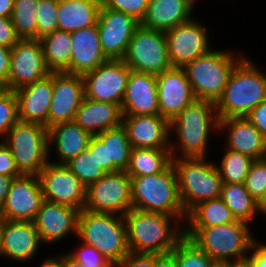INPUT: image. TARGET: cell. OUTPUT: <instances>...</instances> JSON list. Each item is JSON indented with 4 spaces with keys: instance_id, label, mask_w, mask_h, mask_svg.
Returning <instances> with one entry per match:
<instances>
[{
    "instance_id": "6da1fadb",
    "label": "cell",
    "mask_w": 266,
    "mask_h": 267,
    "mask_svg": "<svg viewBox=\"0 0 266 267\" xmlns=\"http://www.w3.org/2000/svg\"><path fill=\"white\" fill-rule=\"evenodd\" d=\"M173 218L175 223L172 224ZM124 219L129 250L133 253H171L184 237V226H180L181 221L176 220L177 217L131 209Z\"/></svg>"
},
{
    "instance_id": "7a4b0ae2",
    "label": "cell",
    "mask_w": 266,
    "mask_h": 267,
    "mask_svg": "<svg viewBox=\"0 0 266 267\" xmlns=\"http://www.w3.org/2000/svg\"><path fill=\"white\" fill-rule=\"evenodd\" d=\"M249 59L244 55L236 64L221 97L215 103L219 119L246 117L266 100V75Z\"/></svg>"
},
{
    "instance_id": "3957f363",
    "label": "cell",
    "mask_w": 266,
    "mask_h": 267,
    "mask_svg": "<svg viewBox=\"0 0 266 267\" xmlns=\"http://www.w3.org/2000/svg\"><path fill=\"white\" fill-rule=\"evenodd\" d=\"M213 129H219L215 103L196 99L170 122V131L177 134L179 141H170L172 157H179L174 152L177 145L182 151L180 157H207L208 138Z\"/></svg>"
},
{
    "instance_id": "277c9868",
    "label": "cell",
    "mask_w": 266,
    "mask_h": 267,
    "mask_svg": "<svg viewBox=\"0 0 266 267\" xmlns=\"http://www.w3.org/2000/svg\"><path fill=\"white\" fill-rule=\"evenodd\" d=\"M249 230L248 223L236 220L211 227H184V236L214 261L238 262L247 259L256 242Z\"/></svg>"
},
{
    "instance_id": "5b68a950",
    "label": "cell",
    "mask_w": 266,
    "mask_h": 267,
    "mask_svg": "<svg viewBox=\"0 0 266 267\" xmlns=\"http://www.w3.org/2000/svg\"><path fill=\"white\" fill-rule=\"evenodd\" d=\"M130 177L133 209L186 219L172 164L162 173Z\"/></svg>"
},
{
    "instance_id": "8992f818",
    "label": "cell",
    "mask_w": 266,
    "mask_h": 267,
    "mask_svg": "<svg viewBox=\"0 0 266 267\" xmlns=\"http://www.w3.org/2000/svg\"><path fill=\"white\" fill-rule=\"evenodd\" d=\"M77 237L95 247L112 265L129 252L124 216L82 209L79 214Z\"/></svg>"
},
{
    "instance_id": "52a82bcc",
    "label": "cell",
    "mask_w": 266,
    "mask_h": 267,
    "mask_svg": "<svg viewBox=\"0 0 266 267\" xmlns=\"http://www.w3.org/2000/svg\"><path fill=\"white\" fill-rule=\"evenodd\" d=\"M205 157H172L183 209L187 214L198 203L221 195L222 180L217 165Z\"/></svg>"
},
{
    "instance_id": "ba28073f",
    "label": "cell",
    "mask_w": 266,
    "mask_h": 267,
    "mask_svg": "<svg viewBox=\"0 0 266 267\" xmlns=\"http://www.w3.org/2000/svg\"><path fill=\"white\" fill-rule=\"evenodd\" d=\"M243 57L240 55L235 58L228 50L211 49L186 65L183 69L196 99L216 103L223 93L233 68Z\"/></svg>"
},
{
    "instance_id": "9c48e42d",
    "label": "cell",
    "mask_w": 266,
    "mask_h": 267,
    "mask_svg": "<svg viewBox=\"0 0 266 267\" xmlns=\"http://www.w3.org/2000/svg\"><path fill=\"white\" fill-rule=\"evenodd\" d=\"M3 142L9 147L20 174L38 176L49 162L48 128L44 125L18 120Z\"/></svg>"
},
{
    "instance_id": "30bf717a",
    "label": "cell",
    "mask_w": 266,
    "mask_h": 267,
    "mask_svg": "<svg viewBox=\"0 0 266 267\" xmlns=\"http://www.w3.org/2000/svg\"><path fill=\"white\" fill-rule=\"evenodd\" d=\"M123 61L131 70L155 76L170 69L165 32L140 24L129 42Z\"/></svg>"
},
{
    "instance_id": "8fae6325",
    "label": "cell",
    "mask_w": 266,
    "mask_h": 267,
    "mask_svg": "<svg viewBox=\"0 0 266 267\" xmlns=\"http://www.w3.org/2000/svg\"><path fill=\"white\" fill-rule=\"evenodd\" d=\"M84 209L124 216L133 209L131 177L126 171L106 173L87 187Z\"/></svg>"
},
{
    "instance_id": "7c38bea8",
    "label": "cell",
    "mask_w": 266,
    "mask_h": 267,
    "mask_svg": "<svg viewBox=\"0 0 266 267\" xmlns=\"http://www.w3.org/2000/svg\"><path fill=\"white\" fill-rule=\"evenodd\" d=\"M131 69L123 59H108L83 75L85 97L98 102L122 105Z\"/></svg>"
},
{
    "instance_id": "4fadbf2b",
    "label": "cell",
    "mask_w": 266,
    "mask_h": 267,
    "mask_svg": "<svg viewBox=\"0 0 266 267\" xmlns=\"http://www.w3.org/2000/svg\"><path fill=\"white\" fill-rule=\"evenodd\" d=\"M40 39H20L11 48L8 89H17L42 80L51 74Z\"/></svg>"
},
{
    "instance_id": "5bb4252c",
    "label": "cell",
    "mask_w": 266,
    "mask_h": 267,
    "mask_svg": "<svg viewBox=\"0 0 266 267\" xmlns=\"http://www.w3.org/2000/svg\"><path fill=\"white\" fill-rule=\"evenodd\" d=\"M44 200L72 206L80 211L86 203L87 187L65 164L49 162L39 173Z\"/></svg>"
},
{
    "instance_id": "9a60e30c",
    "label": "cell",
    "mask_w": 266,
    "mask_h": 267,
    "mask_svg": "<svg viewBox=\"0 0 266 267\" xmlns=\"http://www.w3.org/2000/svg\"><path fill=\"white\" fill-rule=\"evenodd\" d=\"M170 65L184 68L211 50L207 29L191 18L165 32Z\"/></svg>"
},
{
    "instance_id": "2e32d148",
    "label": "cell",
    "mask_w": 266,
    "mask_h": 267,
    "mask_svg": "<svg viewBox=\"0 0 266 267\" xmlns=\"http://www.w3.org/2000/svg\"><path fill=\"white\" fill-rule=\"evenodd\" d=\"M44 201L37 175L13 178L5 202L0 207V218L11 221H33Z\"/></svg>"
},
{
    "instance_id": "e0dca14e",
    "label": "cell",
    "mask_w": 266,
    "mask_h": 267,
    "mask_svg": "<svg viewBox=\"0 0 266 267\" xmlns=\"http://www.w3.org/2000/svg\"><path fill=\"white\" fill-rule=\"evenodd\" d=\"M139 25L140 22L132 16L101 5L97 29L105 56L108 59H123Z\"/></svg>"
},
{
    "instance_id": "ac0fdd59",
    "label": "cell",
    "mask_w": 266,
    "mask_h": 267,
    "mask_svg": "<svg viewBox=\"0 0 266 267\" xmlns=\"http://www.w3.org/2000/svg\"><path fill=\"white\" fill-rule=\"evenodd\" d=\"M84 98L83 75L53 72V95L48 113V128L60 122L74 121Z\"/></svg>"
},
{
    "instance_id": "d6986e66",
    "label": "cell",
    "mask_w": 266,
    "mask_h": 267,
    "mask_svg": "<svg viewBox=\"0 0 266 267\" xmlns=\"http://www.w3.org/2000/svg\"><path fill=\"white\" fill-rule=\"evenodd\" d=\"M159 115L171 122L196 100L183 68H173L156 76Z\"/></svg>"
},
{
    "instance_id": "ffe728a7",
    "label": "cell",
    "mask_w": 266,
    "mask_h": 267,
    "mask_svg": "<svg viewBox=\"0 0 266 267\" xmlns=\"http://www.w3.org/2000/svg\"><path fill=\"white\" fill-rule=\"evenodd\" d=\"M80 210L72 206L44 200L33 220L42 244L56 243L69 235L77 234Z\"/></svg>"
},
{
    "instance_id": "44dd1931",
    "label": "cell",
    "mask_w": 266,
    "mask_h": 267,
    "mask_svg": "<svg viewBox=\"0 0 266 267\" xmlns=\"http://www.w3.org/2000/svg\"><path fill=\"white\" fill-rule=\"evenodd\" d=\"M123 116L159 115L155 75L131 70L122 100Z\"/></svg>"
},
{
    "instance_id": "7402d4cb",
    "label": "cell",
    "mask_w": 266,
    "mask_h": 267,
    "mask_svg": "<svg viewBox=\"0 0 266 267\" xmlns=\"http://www.w3.org/2000/svg\"><path fill=\"white\" fill-rule=\"evenodd\" d=\"M33 221H11L2 219L0 257L26 262L36 256L41 245Z\"/></svg>"
},
{
    "instance_id": "603a6c76",
    "label": "cell",
    "mask_w": 266,
    "mask_h": 267,
    "mask_svg": "<svg viewBox=\"0 0 266 267\" xmlns=\"http://www.w3.org/2000/svg\"><path fill=\"white\" fill-rule=\"evenodd\" d=\"M132 148H170V122L160 115L123 116Z\"/></svg>"
},
{
    "instance_id": "cb8c5ba5",
    "label": "cell",
    "mask_w": 266,
    "mask_h": 267,
    "mask_svg": "<svg viewBox=\"0 0 266 267\" xmlns=\"http://www.w3.org/2000/svg\"><path fill=\"white\" fill-rule=\"evenodd\" d=\"M19 120L48 128V113L53 95V72L42 80L15 91Z\"/></svg>"
},
{
    "instance_id": "d4e9b609",
    "label": "cell",
    "mask_w": 266,
    "mask_h": 267,
    "mask_svg": "<svg viewBox=\"0 0 266 267\" xmlns=\"http://www.w3.org/2000/svg\"><path fill=\"white\" fill-rule=\"evenodd\" d=\"M225 129L228 135L226 148L243 153L254 160L266 158V140L246 117L219 119L218 130Z\"/></svg>"
},
{
    "instance_id": "484cf974",
    "label": "cell",
    "mask_w": 266,
    "mask_h": 267,
    "mask_svg": "<svg viewBox=\"0 0 266 267\" xmlns=\"http://www.w3.org/2000/svg\"><path fill=\"white\" fill-rule=\"evenodd\" d=\"M71 40V74L84 75L108 60L101 48L97 24L71 32Z\"/></svg>"
},
{
    "instance_id": "4316f807",
    "label": "cell",
    "mask_w": 266,
    "mask_h": 267,
    "mask_svg": "<svg viewBox=\"0 0 266 267\" xmlns=\"http://www.w3.org/2000/svg\"><path fill=\"white\" fill-rule=\"evenodd\" d=\"M122 111L118 104L98 102L84 98L79 106L74 121L91 135L122 124Z\"/></svg>"
},
{
    "instance_id": "83f0119b",
    "label": "cell",
    "mask_w": 266,
    "mask_h": 267,
    "mask_svg": "<svg viewBox=\"0 0 266 267\" xmlns=\"http://www.w3.org/2000/svg\"><path fill=\"white\" fill-rule=\"evenodd\" d=\"M92 135L75 121L60 122L48 128V143L55 145L56 164H66L88 147Z\"/></svg>"
},
{
    "instance_id": "f1b7e54d",
    "label": "cell",
    "mask_w": 266,
    "mask_h": 267,
    "mask_svg": "<svg viewBox=\"0 0 266 267\" xmlns=\"http://www.w3.org/2000/svg\"><path fill=\"white\" fill-rule=\"evenodd\" d=\"M192 10L184 0H148V8L141 25L166 32L189 21Z\"/></svg>"
},
{
    "instance_id": "f546056e",
    "label": "cell",
    "mask_w": 266,
    "mask_h": 267,
    "mask_svg": "<svg viewBox=\"0 0 266 267\" xmlns=\"http://www.w3.org/2000/svg\"><path fill=\"white\" fill-rule=\"evenodd\" d=\"M100 0H58V30L74 32L97 24Z\"/></svg>"
},
{
    "instance_id": "4dcf8cb0",
    "label": "cell",
    "mask_w": 266,
    "mask_h": 267,
    "mask_svg": "<svg viewBox=\"0 0 266 267\" xmlns=\"http://www.w3.org/2000/svg\"><path fill=\"white\" fill-rule=\"evenodd\" d=\"M171 164L170 148H132L126 172L129 176L158 174Z\"/></svg>"
},
{
    "instance_id": "1f68e13d",
    "label": "cell",
    "mask_w": 266,
    "mask_h": 267,
    "mask_svg": "<svg viewBox=\"0 0 266 267\" xmlns=\"http://www.w3.org/2000/svg\"><path fill=\"white\" fill-rule=\"evenodd\" d=\"M40 41L47 67L51 72L70 73L72 55L71 33L56 30L43 36Z\"/></svg>"
},
{
    "instance_id": "d6a6232c",
    "label": "cell",
    "mask_w": 266,
    "mask_h": 267,
    "mask_svg": "<svg viewBox=\"0 0 266 267\" xmlns=\"http://www.w3.org/2000/svg\"><path fill=\"white\" fill-rule=\"evenodd\" d=\"M186 227H211L236 221L221 197L208 199L194 206L186 216Z\"/></svg>"
},
{
    "instance_id": "836d02e7",
    "label": "cell",
    "mask_w": 266,
    "mask_h": 267,
    "mask_svg": "<svg viewBox=\"0 0 266 267\" xmlns=\"http://www.w3.org/2000/svg\"><path fill=\"white\" fill-rule=\"evenodd\" d=\"M97 136L107 145L108 172L126 171L132 149L126 128L121 124Z\"/></svg>"
},
{
    "instance_id": "e575fe53",
    "label": "cell",
    "mask_w": 266,
    "mask_h": 267,
    "mask_svg": "<svg viewBox=\"0 0 266 267\" xmlns=\"http://www.w3.org/2000/svg\"><path fill=\"white\" fill-rule=\"evenodd\" d=\"M220 197L236 220L249 224L258 212V202L250 195L244 183H222Z\"/></svg>"
},
{
    "instance_id": "d590c367",
    "label": "cell",
    "mask_w": 266,
    "mask_h": 267,
    "mask_svg": "<svg viewBox=\"0 0 266 267\" xmlns=\"http://www.w3.org/2000/svg\"><path fill=\"white\" fill-rule=\"evenodd\" d=\"M39 0H14L11 21L20 39H37Z\"/></svg>"
},
{
    "instance_id": "8d00e7d4",
    "label": "cell",
    "mask_w": 266,
    "mask_h": 267,
    "mask_svg": "<svg viewBox=\"0 0 266 267\" xmlns=\"http://www.w3.org/2000/svg\"><path fill=\"white\" fill-rule=\"evenodd\" d=\"M253 161L249 156L227 148L220 166L217 165L222 183H245Z\"/></svg>"
},
{
    "instance_id": "74e56055",
    "label": "cell",
    "mask_w": 266,
    "mask_h": 267,
    "mask_svg": "<svg viewBox=\"0 0 266 267\" xmlns=\"http://www.w3.org/2000/svg\"><path fill=\"white\" fill-rule=\"evenodd\" d=\"M178 267H211L214 260L191 239L183 237L171 251Z\"/></svg>"
},
{
    "instance_id": "f35d334b",
    "label": "cell",
    "mask_w": 266,
    "mask_h": 267,
    "mask_svg": "<svg viewBox=\"0 0 266 267\" xmlns=\"http://www.w3.org/2000/svg\"><path fill=\"white\" fill-rule=\"evenodd\" d=\"M65 165L86 187L97 182L106 174L94 159L93 154H89L87 150L79 153Z\"/></svg>"
},
{
    "instance_id": "ab89813d",
    "label": "cell",
    "mask_w": 266,
    "mask_h": 267,
    "mask_svg": "<svg viewBox=\"0 0 266 267\" xmlns=\"http://www.w3.org/2000/svg\"><path fill=\"white\" fill-rule=\"evenodd\" d=\"M19 120L18 103L15 91L0 88V141L9 129Z\"/></svg>"
},
{
    "instance_id": "60d3db41",
    "label": "cell",
    "mask_w": 266,
    "mask_h": 267,
    "mask_svg": "<svg viewBox=\"0 0 266 267\" xmlns=\"http://www.w3.org/2000/svg\"><path fill=\"white\" fill-rule=\"evenodd\" d=\"M58 0H39L37 7V39L58 30Z\"/></svg>"
},
{
    "instance_id": "b9f144b4",
    "label": "cell",
    "mask_w": 266,
    "mask_h": 267,
    "mask_svg": "<svg viewBox=\"0 0 266 267\" xmlns=\"http://www.w3.org/2000/svg\"><path fill=\"white\" fill-rule=\"evenodd\" d=\"M244 184L250 195L259 202L266 191V158L253 161Z\"/></svg>"
},
{
    "instance_id": "7bdbcfd3",
    "label": "cell",
    "mask_w": 266,
    "mask_h": 267,
    "mask_svg": "<svg viewBox=\"0 0 266 267\" xmlns=\"http://www.w3.org/2000/svg\"><path fill=\"white\" fill-rule=\"evenodd\" d=\"M101 5L130 15L141 23L147 12L148 0H101Z\"/></svg>"
},
{
    "instance_id": "ee69618b",
    "label": "cell",
    "mask_w": 266,
    "mask_h": 267,
    "mask_svg": "<svg viewBox=\"0 0 266 267\" xmlns=\"http://www.w3.org/2000/svg\"><path fill=\"white\" fill-rule=\"evenodd\" d=\"M82 244L80 249L68 253L82 267H112V264L95 247Z\"/></svg>"
},
{
    "instance_id": "f6af8a7d",
    "label": "cell",
    "mask_w": 266,
    "mask_h": 267,
    "mask_svg": "<svg viewBox=\"0 0 266 267\" xmlns=\"http://www.w3.org/2000/svg\"><path fill=\"white\" fill-rule=\"evenodd\" d=\"M86 150L93 154L96 162L108 173L107 145L97 135H92Z\"/></svg>"
},
{
    "instance_id": "bcb514c9",
    "label": "cell",
    "mask_w": 266,
    "mask_h": 267,
    "mask_svg": "<svg viewBox=\"0 0 266 267\" xmlns=\"http://www.w3.org/2000/svg\"><path fill=\"white\" fill-rule=\"evenodd\" d=\"M112 267H154V254L129 252Z\"/></svg>"
},
{
    "instance_id": "7dc6e473",
    "label": "cell",
    "mask_w": 266,
    "mask_h": 267,
    "mask_svg": "<svg viewBox=\"0 0 266 267\" xmlns=\"http://www.w3.org/2000/svg\"><path fill=\"white\" fill-rule=\"evenodd\" d=\"M0 174L11 177H18L21 174L16 168L14 157L9 147L0 141Z\"/></svg>"
},
{
    "instance_id": "c3c4849f",
    "label": "cell",
    "mask_w": 266,
    "mask_h": 267,
    "mask_svg": "<svg viewBox=\"0 0 266 267\" xmlns=\"http://www.w3.org/2000/svg\"><path fill=\"white\" fill-rule=\"evenodd\" d=\"M19 40L11 18L0 17V45L12 48Z\"/></svg>"
},
{
    "instance_id": "681fc988",
    "label": "cell",
    "mask_w": 266,
    "mask_h": 267,
    "mask_svg": "<svg viewBox=\"0 0 266 267\" xmlns=\"http://www.w3.org/2000/svg\"><path fill=\"white\" fill-rule=\"evenodd\" d=\"M266 140V100L261 102L246 116Z\"/></svg>"
},
{
    "instance_id": "f907efd6",
    "label": "cell",
    "mask_w": 266,
    "mask_h": 267,
    "mask_svg": "<svg viewBox=\"0 0 266 267\" xmlns=\"http://www.w3.org/2000/svg\"><path fill=\"white\" fill-rule=\"evenodd\" d=\"M11 48L0 45V88L8 89Z\"/></svg>"
},
{
    "instance_id": "816d5d0a",
    "label": "cell",
    "mask_w": 266,
    "mask_h": 267,
    "mask_svg": "<svg viewBox=\"0 0 266 267\" xmlns=\"http://www.w3.org/2000/svg\"><path fill=\"white\" fill-rule=\"evenodd\" d=\"M250 251H253L248 253L247 259L252 264L253 267H266V244H260L257 241L255 244L251 247Z\"/></svg>"
},
{
    "instance_id": "f5cc1de1",
    "label": "cell",
    "mask_w": 266,
    "mask_h": 267,
    "mask_svg": "<svg viewBox=\"0 0 266 267\" xmlns=\"http://www.w3.org/2000/svg\"><path fill=\"white\" fill-rule=\"evenodd\" d=\"M154 267H178L176 258L171 254H154Z\"/></svg>"
},
{
    "instance_id": "db71d44e",
    "label": "cell",
    "mask_w": 266,
    "mask_h": 267,
    "mask_svg": "<svg viewBox=\"0 0 266 267\" xmlns=\"http://www.w3.org/2000/svg\"><path fill=\"white\" fill-rule=\"evenodd\" d=\"M13 178L15 177L5 176L0 174V207L6 200Z\"/></svg>"
},
{
    "instance_id": "11a10c76",
    "label": "cell",
    "mask_w": 266,
    "mask_h": 267,
    "mask_svg": "<svg viewBox=\"0 0 266 267\" xmlns=\"http://www.w3.org/2000/svg\"><path fill=\"white\" fill-rule=\"evenodd\" d=\"M14 0H0V17H11Z\"/></svg>"
},
{
    "instance_id": "9f6ffc18",
    "label": "cell",
    "mask_w": 266,
    "mask_h": 267,
    "mask_svg": "<svg viewBox=\"0 0 266 267\" xmlns=\"http://www.w3.org/2000/svg\"><path fill=\"white\" fill-rule=\"evenodd\" d=\"M40 267H63V255H58L53 258H47Z\"/></svg>"
},
{
    "instance_id": "6f0895ef",
    "label": "cell",
    "mask_w": 266,
    "mask_h": 267,
    "mask_svg": "<svg viewBox=\"0 0 266 267\" xmlns=\"http://www.w3.org/2000/svg\"><path fill=\"white\" fill-rule=\"evenodd\" d=\"M63 267H82V266L67 252L66 254H63Z\"/></svg>"
},
{
    "instance_id": "680465c9",
    "label": "cell",
    "mask_w": 266,
    "mask_h": 267,
    "mask_svg": "<svg viewBox=\"0 0 266 267\" xmlns=\"http://www.w3.org/2000/svg\"><path fill=\"white\" fill-rule=\"evenodd\" d=\"M259 212L266 215V191L263 197L258 202V213Z\"/></svg>"
},
{
    "instance_id": "91938a15",
    "label": "cell",
    "mask_w": 266,
    "mask_h": 267,
    "mask_svg": "<svg viewBox=\"0 0 266 267\" xmlns=\"http://www.w3.org/2000/svg\"><path fill=\"white\" fill-rule=\"evenodd\" d=\"M230 267H253L248 259L238 262H230Z\"/></svg>"
},
{
    "instance_id": "94428289",
    "label": "cell",
    "mask_w": 266,
    "mask_h": 267,
    "mask_svg": "<svg viewBox=\"0 0 266 267\" xmlns=\"http://www.w3.org/2000/svg\"><path fill=\"white\" fill-rule=\"evenodd\" d=\"M211 267H230V262L214 261Z\"/></svg>"
},
{
    "instance_id": "6125c7cd",
    "label": "cell",
    "mask_w": 266,
    "mask_h": 267,
    "mask_svg": "<svg viewBox=\"0 0 266 267\" xmlns=\"http://www.w3.org/2000/svg\"><path fill=\"white\" fill-rule=\"evenodd\" d=\"M195 0H184L185 4L192 10L193 12V7H194V2Z\"/></svg>"
},
{
    "instance_id": "be15d7a7",
    "label": "cell",
    "mask_w": 266,
    "mask_h": 267,
    "mask_svg": "<svg viewBox=\"0 0 266 267\" xmlns=\"http://www.w3.org/2000/svg\"><path fill=\"white\" fill-rule=\"evenodd\" d=\"M2 219L0 218V246H1Z\"/></svg>"
}]
</instances>
